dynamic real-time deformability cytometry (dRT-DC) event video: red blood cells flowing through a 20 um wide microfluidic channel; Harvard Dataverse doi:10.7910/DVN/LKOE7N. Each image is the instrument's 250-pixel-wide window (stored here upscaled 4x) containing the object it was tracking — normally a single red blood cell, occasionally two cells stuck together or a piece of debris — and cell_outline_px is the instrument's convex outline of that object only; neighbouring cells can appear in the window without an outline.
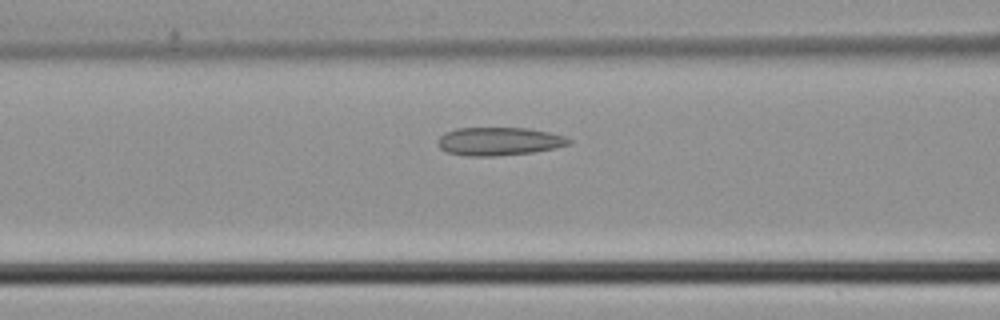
{"species": "common noctule bat (a hibernating species)", "species_latin": "Nyctalus noctula", "temperature_condition": "cold", "stored_images_in_passage": 33, "camera_frame_rate_fps": 3000, "um_per_image_px": 0.085, "animal": {"sex": "male", "body_mass_g": 21.5, "forearm_length_mm": 52.0}, "frame": {"image": 1, "passage_image": 13, "time_ms": 4.0, "image_size_px": [1000, 320], "cell_outline_px": [[572, 144], [556, 148], [532, 152], [496, 156], [468, 156], [448, 152], [440, 148], [436, 144], [436, 140], [444, 132], [456, 128], [528, 128], [548, 132], [564, 136], [572, 140]], "centroid_in_image_um": [42.4, 12.01], "position_along_channel_um": 124.2, "area_um2": 21.68}}
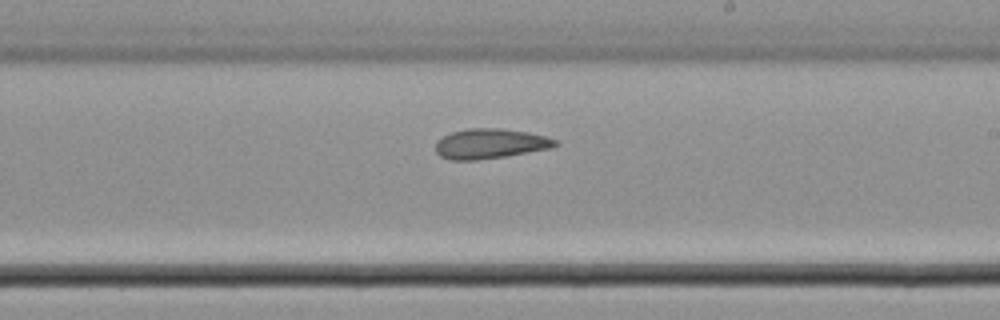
{"frame": {"image": 2, "passage_image": 21, "time_ms": 6.667, "image_size_px": [1000, 320], "cell_outline_px": [[560, 144], [548, 148], [504, 156], [476, 160], [448, 160], [440, 156], [436, 152], [436, 140], [452, 132], [468, 128], [500, 128], [528, 132], [548, 136], [556, 140]], "centroid_in_image_um": [41.64, 12.2], "position_along_channel_um": 247.4, "area_um2": 20.81}}
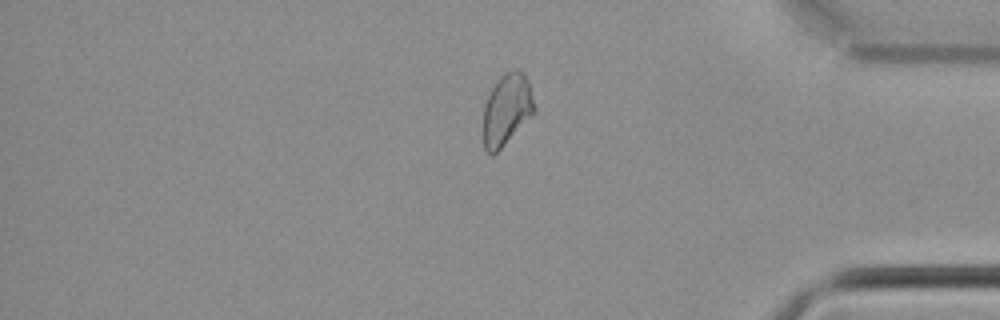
{"frame": {"image": 3, "passage_image": 32, "time_ms": 10.333, "image_size_px": [1000, 320], "cell_outline_px": [[536, 108], [500, 148], [492, 156], [484, 148], [484, 104], [496, 80], [500, 76], [516, 68], [524, 72]], "centroid_in_image_um": [43.04, 9.26], "position_along_channel_um": 392.2, "area_um2": 20.46}}